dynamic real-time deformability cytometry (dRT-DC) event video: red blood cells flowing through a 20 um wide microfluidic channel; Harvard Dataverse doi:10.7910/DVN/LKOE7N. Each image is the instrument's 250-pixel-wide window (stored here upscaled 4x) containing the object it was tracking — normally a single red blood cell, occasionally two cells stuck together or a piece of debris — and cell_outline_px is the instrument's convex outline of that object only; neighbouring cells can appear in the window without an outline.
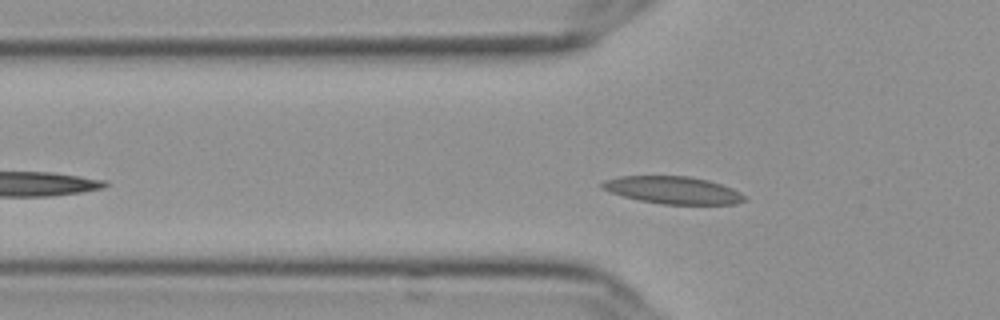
{"species": "Egyptian fruit bat (a non-hibernating species)", "species_latin": "Rousettus aegyptiacus", "temperature_condition": "cold", "stored_images_in_passage": 42, "camera_frame_rate_fps": 3000, "um_per_image_px": 0.085, "frame": {"image": 1, "passage_image": 8, "time_ms": 2.333, "image_size_px": [1000, 320], "cell_outline_px": [[748, 200], [736, 204], [660, 204], [640, 200], [624, 196], [600, 188], [600, 184], [604, 180], [620, 176], [688, 176], [708, 180], [732, 188], [740, 192]], "centroid_in_image_um": [57.21, 16.16], "position_along_channel_um": 68.6, "area_um2": 22.66}}
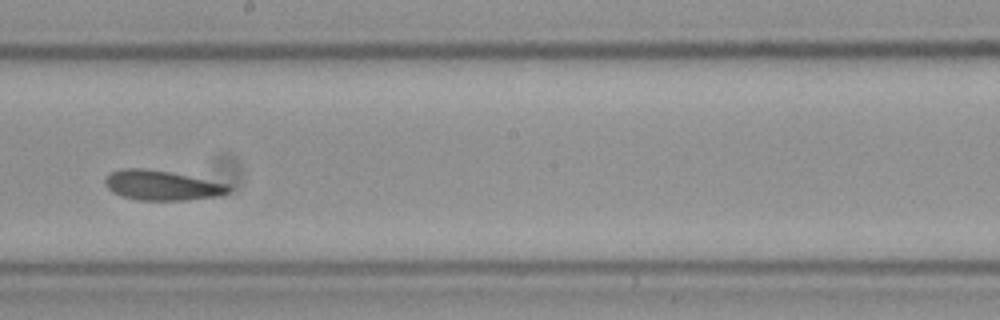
{"frame": {"image": 2, "passage_image": 22, "time_ms": 7.0, "image_size_px": [1000, 320], "cell_outline_px": [[232, 188], [228, 192], [216, 196], [188, 200], [140, 200], [120, 196], [112, 192], [104, 184], [104, 176], [120, 168], [144, 168], [168, 172], [228, 184]], "centroid_in_image_um": [13.69, 15.75], "position_along_channel_um": 234.5, "area_um2": 21.39}}
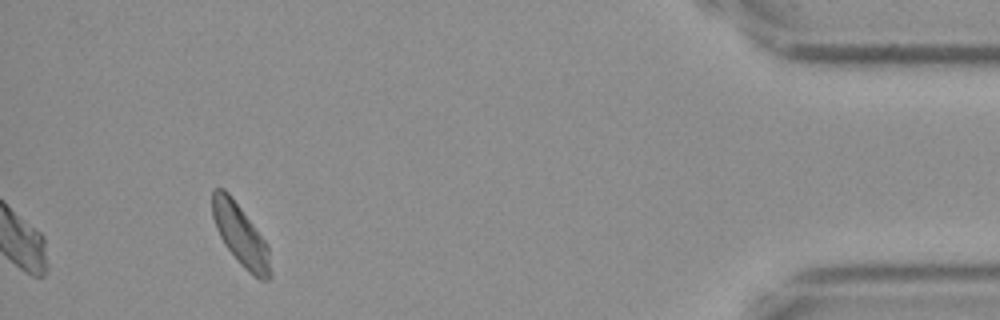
{"frame": {"image": 3, "passage_image": 42, "time_ms": 13.667, "image_size_px": [1000, 320], "cell_outline_px": [[272, 276], [268, 280], [260, 280], [248, 272], [240, 264], [224, 244], [216, 228], [212, 216], [212, 192], [216, 188], [224, 188], [228, 192], [268, 244]], "centroid_in_image_um": [20.46, 20.01], "position_along_channel_um": 414.7, "area_um2": 20.69}, "authors_computed_cell_mechanics": {"area_um2": 21.7906, "velocity_mm_per_s": 3.5703, "shape_relaxation_time_tau1_ms": null, "shape_relaxation_time_tau2_ms": 3.3325, "deformation_change_tau1": null, "deformation_change_tau2": 0.0721}}